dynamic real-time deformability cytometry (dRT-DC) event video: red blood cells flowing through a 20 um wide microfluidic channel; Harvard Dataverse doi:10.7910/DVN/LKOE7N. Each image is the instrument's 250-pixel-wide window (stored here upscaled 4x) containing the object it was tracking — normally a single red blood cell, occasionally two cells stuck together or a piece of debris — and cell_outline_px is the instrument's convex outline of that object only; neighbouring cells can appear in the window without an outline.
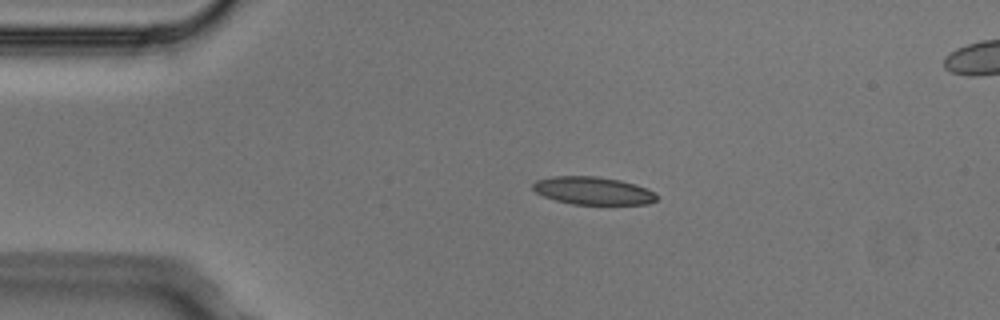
{"species": "Egyptian fruit bat (a non-hibernating species)", "species_latin": "Rousettus aegyptiacus", "temperature_condition": "cold", "stored_images_in_passage": 5, "camera_frame_rate_fps": 3000, "um_per_image_px": 0.085, "animal": {"sex": "male"}, "frame": {"image": 1, "passage_image": 3, "time_ms": 0.667, "image_size_px": [1000, 320], "cell_outline_px": [[660, 196], [656, 200], [648, 204], [572, 204], [556, 200], [544, 196], [536, 192], [532, 188], [532, 184], [536, 180], [552, 176], [596, 176], [620, 180], [636, 184], [648, 188], [656, 192]], "centroid_in_image_um": [50.45, 16.2], "position_along_channel_um": 34.6, "area_um2": 20.23}}